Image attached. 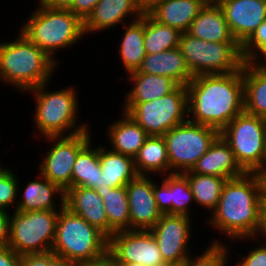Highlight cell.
Returning <instances> with one entry per match:
<instances>
[{
  "label": "cell",
  "instance_id": "obj_1",
  "mask_svg": "<svg viewBox=\"0 0 266 266\" xmlns=\"http://www.w3.org/2000/svg\"><path fill=\"white\" fill-rule=\"evenodd\" d=\"M264 195L262 173H245L241 177L228 179L217 207L206 224L219 230L227 239L254 241L258 239Z\"/></svg>",
  "mask_w": 266,
  "mask_h": 266
},
{
  "label": "cell",
  "instance_id": "obj_2",
  "mask_svg": "<svg viewBox=\"0 0 266 266\" xmlns=\"http://www.w3.org/2000/svg\"><path fill=\"white\" fill-rule=\"evenodd\" d=\"M188 120L221 132L244 112L242 69L229 74L197 75L186 85Z\"/></svg>",
  "mask_w": 266,
  "mask_h": 266
},
{
  "label": "cell",
  "instance_id": "obj_3",
  "mask_svg": "<svg viewBox=\"0 0 266 266\" xmlns=\"http://www.w3.org/2000/svg\"><path fill=\"white\" fill-rule=\"evenodd\" d=\"M58 64L21 32L16 39L0 42V80L21 92L50 82Z\"/></svg>",
  "mask_w": 266,
  "mask_h": 266
},
{
  "label": "cell",
  "instance_id": "obj_4",
  "mask_svg": "<svg viewBox=\"0 0 266 266\" xmlns=\"http://www.w3.org/2000/svg\"><path fill=\"white\" fill-rule=\"evenodd\" d=\"M21 26L20 32L57 64L55 53L84 38V21L69 9L37 6Z\"/></svg>",
  "mask_w": 266,
  "mask_h": 266
},
{
  "label": "cell",
  "instance_id": "obj_5",
  "mask_svg": "<svg viewBox=\"0 0 266 266\" xmlns=\"http://www.w3.org/2000/svg\"><path fill=\"white\" fill-rule=\"evenodd\" d=\"M48 83L28 91L33 93L32 95L36 100L33 118L38 130L37 134L39 132L42 137H48L66 136L65 133H67V136H70L89 129L86 123L78 121V93L76 94V88L69 86L64 89L49 91L47 89Z\"/></svg>",
  "mask_w": 266,
  "mask_h": 266
},
{
  "label": "cell",
  "instance_id": "obj_6",
  "mask_svg": "<svg viewBox=\"0 0 266 266\" xmlns=\"http://www.w3.org/2000/svg\"><path fill=\"white\" fill-rule=\"evenodd\" d=\"M51 251L79 265L105 255L108 252V238L63 206L57 218Z\"/></svg>",
  "mask_w": 266,
  "mask_h": 266
},
{
  "label": "cell",
  "instance_id": "obj_7",
  "mask_svg": "<svg viewBox=\"0 0 266 266\" xmlns=\"http://www.w3.org/2000/svg\"><path fill=\"white\" fill-rule=\"evenodd\" d=\"M179 49L193 76L237 72L245 62L238 42H208L183 32Z\"/></svg>",
  "mask_w": 266,
  "mask_h": 266
},
{
  "label": "cell",
  "instance_id": "obj_8",
  "mask_svg": "<svg viewBox=\"0 0 266 266\" xmlns=\"http://www.w3.org/2000/svg\"><path fill=\"white\" fill-rule=\"evenodd\" d=\"M246 173L266 170V119L245 111L237 115L221 132Z\"/></svg>",
  "mask_w": 266,
  "mask_h": 266
},
{
  "label": "cell",
  "instance_id": "obj_9",
  "mask_svg": "<svg viewBox=\"0 0 266 266\" xmlns=\"http://www.w3.org/2000/svg\"><path fill=\"white\" fill-rule=\"evenodd\" d=\"M122 105V111L149 136H163L171 128L186 122L189 115L188 91L185 85H179L171 93L153 101Z\"/></svg>",
  "mask_w": 266,
  "mask_h": 266
},
{
  "label": "cell",
  "instance_id": "obj_10",
  "mask_svg": "<svg viewBox=\"0 0 266 266\" xmlns=\"http://www.w3.org/2000/svg\"><path fill=\"white\" fill-rule=\"evenodd\" d=\"M58 215L59 211L51 210H14L8 246L20 256L51 251Z\"/></svg>",
  "mask_w": 266,
  "mask_h": 266
},
{
  "label": "cell",
  "instance_id": "obj_11",
  "mask_svg": "<svg viewBox=\"0 0 266 266\" xmlns=\"http://www.w3.org/2000/svg\"><path fill=\"white\" fill-rule=\"evenodd\" d=\"M219 135L218 130L189 120L167 131L163 138L168 151L170 174L190 171Z\"/></svg>",
  "mask_w": 266,
  "mask_h": 266
},
{
  "label": "cell",
  "instance_id": "obj_12",
  "mask_svg": "<svg viewBox=\"0 0 266 266\" xmlns=\"http://www.w3.org/2000/svg\"><path fill=\"white\" fill-rule=\"evenodd\" d=\"M91 129L70 136L44 137L46 142L53 146L46 151L39 164V173L52 183L58 185L63 191L71 188L73 165L78 153L92 141Z\"/></svg>",
  "mask_w": 266,
  "mask_h": 266
},
{
  "label": "cell",
  "instance_id": "obj_13",
  "mask_svg": "<svg viewBox=\"0 0 266 266\" xmlns=\"http://www.w3.org/2000/svg\"><path fill=\"white\" fill-rule=\"evenodd\" d=\"M108 253L117 263L167 266L150 230H124L108 239Z\"/></svg>",
  "mask_w": 266,
  "mask_h": 266
},
{
  "label": "cell",
  "instance_id": "obj_14",
  "mask_svg": "<svg viewBox=\"0 0 266 266\" xmlns=\"http://www.w3.org/2000/svg\"><path fill=\"white\" fill-rule=\"evenodd\" d=\"M191 219L185 215L162 214L150 229L167 265H181L192 254L189 247Z\"/></svg>",
  "mask_w": 266,
  "mask_h": 266
},
{
  "label": "cell",
  "instance_id": "obj_15",
  "mask_svg": "<svg viewBox=\"0 0 266 266\" xmlns=\"http://www.w3.org/2000/svg\"><path fill=\"white\" fill-rule=\"evenodd\" d=\"M130 211V230H150L160 220L154 192L153 178L137 175L126 185Z\"/></svg>",
  "mask_w": 266,
  "mask_h": 266
},
{
  "label": "cell",
  "instance_id": "obj_16",
  "mask_svg": "<svg viewBox=\"0 0 266 266\" xmlns=\"http://www.w3.org/2000/svg\"><path fill=\"white\" fill-rule=\"evenodd\" d=\"M222 8L234 39L242 46L266 20V2L261 0H215Z\"/></svg>",
  "mask_w": 266,
  "mask_h": 266
},
{
  "label": "cell",
  "instance_id": "obj_17",
  "mask_svg": "<svg viewBox=\"0 0 266 266\" xmlns=\"http://www.w3.org/2000/svg\"><path fill=\"white\" fill-rule=\"evenodd\" d=\"M144 11L140 0H99L84 20L85 37L86 34L106 31L118 24H127L126 18L129 19V17L131 22L137 20Z\"/></svg>",
  "mask_w": 266,
  "mask_h": 266
},
{
  "label": "cell",
  "instance_id": "obj_18",
  "mask_svg": "<svg viewBox=\"0 0 266 266\" xmlns=\"http://www.w3.org/2000/svg\"><path fill=\"white\" fill-rule=\"evenodd\" d=\"M153 192L157 208L162 214L191 215L189 204L194 202V196L184 174H167L160 185L154 179Z\"/></svg>",
  "mask_w": 266,
  "mask_h": 266
},
{
  "label": "cell",
  "instance_id": "obj_19",
  "mask_svg": "<svg viewBox=\"0 0 266 266\" xmlns=\"http://www.w3.org/2000/svg\"><path fill=\"white\" fill-rule=\"evenodd\" d=\"M190 172L228 179L238 178L246 173L236 162L232 149L221 135L195 163Z\"/></svg>",
  "mask_w": 266,
  "mask_h": 266
},
{
  "label": "cell",
  "instance_id": "obj_20",
  "mask_svg": "<svg viewBox=\"0 0 266 266\" xmlns=\"http://www.w3.org/2000/svg\"><path fill=\"white\" fill-rule=\"evenodd\" d=\"M64 206L107 237V216L103 198L95 189L71 187L65 191Z\"/></svg>",
  "mask_w": 266,
  "mask_h": 266
},
{
  "label": "cell",
  "instance_id": "obj_21",
  "mask_svg": "<svg viewBox=\"0 0 266 266\" xmlns=\"http://www.w3.org/2000/svg\"><path fill=\"white\" fill-rule=\"evenodd\" d=\"M209 0H158L145 11L156 21L187 32Z\"/></svg>",
  "mask_w": 266,
  "mask_h": 266
},
{
  "label": "cell",
  "instance_id": "obj_22",
  "mask_svg": "<svg viewBox=\"0 0 266 266\" xmlns=\"http://www.w3.org/2000/svg\"><path fill=\"white\" fill-rule=\"evenodd\" d=\"M187 33L208 42H237L230 32L222 8L215 0H209L204 5Z\"/></svg>",
  "mask_w": 266,
  "mask_h": 266
},
{
  "label": "cell",
  "instance_id": "obj_23",
  "mask_svg": "<svg viewBox=\"0 0 266 266\" xmlns=\"http://www.w3.org/2000/svg\"><path fill=\"white\" fill-rule=\"evenodd\" d=\"M131 73L166 76L179 85L185 86L194 77L188 69L179 47L159 53L146 54L138 70Z\"/></svg>",
  "mask_w": 266,
  "mask_h": 266
},
{
  "label": "cell",
  "instance_id": "obj_24",
  "mask_svg": "<svg viewBox=\"0 0 266 266\" xmlns=\"http://www.w3.org/2000/svg\"><path fill=\"white\" fill-rule=\"evenodd\" d=\"M36 177L40 178L38 180L36 179L30 181L24 188V192L22 194L23 197L21 196L22 199L17 201L16 210L60 211L64 206L65 191H63L58 185L45 178L42 174H38ZM56 196H58V198ZM57 199L60 201V204L56 202ZM55 202L58 206H60L59 208Z\"/></svg>",
  "mask_w": 266,
  "mask_h": 266
},
{
  "label": "cell",
  "instance_id": "obj_25",
  "mask_svg": "<svg viewBox=\"0 0 266 266\" xmlns=\"http://www.w3.org/2000/svg\"><path fill=\"white\" fill-rule=\"evenodd\" d=\"M244 82V111L266 119V63L245 61L242 67Z\"/></svg>",
  "mask_w": 266,
  "mask_h": 266
},
{
  "label": "cell",
  "instance_id": "obj_26",
  "mask_svg": "<svg viewBox=\"0 0 266 266\" xmlns=\"http://www.w3.org/2000/svg\"><path fill=\"white\" fill-rule=\"evenodd\" d=\"M121 114V118L108 126L107 134L112 147L110 150L134 159L149 135L128 114Z\"/></svg>",
  "mask_w": 266,
  "mask_h": 266
},
{
  "label": "cell",
  "instance_id": "obj_27",
  "mask_svg": "<svg viewBox=\"0 0 266 266\" xmlns=\"http://www.w3.org/2000/svg\"><path fill=\"white\" fill-rule=\"evenodd\" d=\"M130 91L123 97L125 104H138L153 101L174 91L179 84L166 76L145 73H129Z\"/></svg>",
  "mask_w": 266,
  "mask_h": 266
},
{
  "label": "cell",
  "instance_id": "obj_28",
  "mask_svg": "<svg viewBox=\"0 0 266 266\" xmlns=\"http://www.w3.org/2000/svg\"><path fill=\"white\" fill-rule=\"evenodd\" d=\"M103 198L107 216V238L115 232L130 230V211L126 186L110 188L101 185L96 189Z\"/></svg>",
  "mask_w": 266,
  "mask_h": 266
},
{
  "label": "cell",
  "instance_id": "obj_29",
  "mask_svg": "<svg viewBox=\"0 0 266 266\" xmlns=\"http://www.w3.org/2000/svg\"><path fill=\"white\" fill-rule=\"evenodd\" d=\"M99 162L102 170L101 184L110 188L126 186L138 174L134 159L99 145Z\"/></svg>",
  "mask_w": 266,
  "mask_h": 266
},
{
  "label": "cell",
  "instance_id": "obj_30",
  "mask_svg": "<svg viewBox=\"0 0 266 266\" xmlns=\"http://www.w3.org/2000/svg\"><path fill=\"white\" fill-rule=\"evenodd\" d=\"M134 166L138 175L154 176L162 178L170 174L168 151L163 136H149L134 158ZM167 173V174H166Z\"/></svg>",
  "mask_w": 266,
  "mask_h": 266
},
{
  "label": "cell",
  "instance_id": "obj_31",
  "mask_svg": "<svg viewBox=\"0 0 266 266\" xmlns=\"http://www.w3.org/2000/svg\"><path fill=\"white\" fill-rule=\"evenodd\" d=\"M125 31L122 35L118 54L126 73L137 71L143 59L146 57L144 47V12L134 21L123 25Z\"/></svg>",
  "mask_w": 266,
  "mask_h": 266
},
{
  "label": "cell",
  "instance_id": "obj_32",
  "mask_svg": "<svg viewBox=\"0 0 266 266\" xmlns=\"http://www.w3.org/2000/svg\"><path fill=\"white\" fill-rule=\"evenodd\" d=\"M102 170L99 162V147L89 142L77 155L72 170L71 187H100Z\"/></svg>",
  "mask_w": 266,
  "mask_h": 266
},
{
  "label": "cell",
  "instance_id": "obj_33",
  "mask_svg": "<svg viewBox=\"0 0 266 266\" xmlns=\"http://www.w3.org/2000/svg\"><path fill=\"white\" fill-rule=\"evenodd\" d=\"M178 29L154 20L144 11V47L146 54H154L179 47Z\"/></svg>",
  "mask_w": 266,
  "mask_h": 266
},
{
  "label": "cell",
  "instance_id": "obj_34",
  "mask_svg": "<svg viewBox=\"0 0 266 266\" xmlns=\"http://www.w3.org/2000/svg\"><path fill=\"white\" fill-rule=\"evenodd\" d=\"M189 181L194 202L205 210L213 212L219 202L223 187L228 178H222L211 175H203L191 173L190 171L183 173Z\"/></svg>",
  "mask_w": 266,
  "mask_h": 266
},
{
  "label": "cell",
  "instance_id": "obj_35",
  "mask_svg": "<svg viewBox=\"0 0 266 266\" xmlns=\"http://www.w3.org/2000/svg\"><path fill=\"white\" fill-rule=\"evenodd\" d=\"M209 245L203 254L195 255L194 258L190 254L180 266H228L230 260L228 244H224L221 240H213Z\"/></svg>",
  "mask_w": 266,
  "mask_h": 266
},
{
  "label": "cell",
  "instance_id": "obj_36",
  "mask_svg": "<svg viewBox=\"0 0 266 266\" xmlns=\"http://www.w3.org/2000/svg\"><path fill=\"white\" fill-rule=\"evenodd\" d=\"M17 175L11 169L2 168L0 170V210L9 212L10 207L16 210L20 185Z\"/></svg>",
  "mask_w": 266,
  "mask_h": 266
},
{
  "label": "cell",
  "instance_id": "obj_37",
  "mask_svg": "<svg viewBox=\"0 0 266 266\" xmlns=\"http://www.w3.org/2000/svg\"><path fill=\"white\" fill-rule=\"evenodd\" d=\"M242 55L245 61L266 63V20L257 27L252 36L242 45Z\"/></svg>",
  "mask_w": 266,
  "mask_h": 266
},
{
  "label": "cell",
  "instance_id": "obj_38",
  "mask_svg": "<svg viewBox=\"0 0 266 266\" xmlns=\"http://www.w3.org/2000/svg\"><path fill=\"white\" fill-rule=\"evenodd\" d=\"M16 266H79L52 251L46 253H35L22 255Z\"/></svg>",
  "mask_w": 266,
  "mask_h": 266
},
{
  "label": "cell",
  "instance_id": "obj_39",
  "mask_svg": "<svg viewBox=\"0 0 266 266\" xmlns=\"http://www.w3.org/2000/svg\"><path fill=\"white\" fill-rule=\"evenodd\" d=\"M266 241L263 245H258L256 248L248 251V255L242 256L237 266H266ZM260 246V247H259ZM235 264V266H236Z\"/></svg>",
  "mask_w": 266,
  "mask_h": 266
},
{
  "label": "cell",
  "instance_id": "obj_40",
  "mask_svg": "<svg viewBox=\"0 0 266 266\" xmlns=\"http://www.w3.org/2000/svg\"><path fill=\"white\" fill-rule=\"evenodd\" d=\"M98 2L99 0H73L72 5L68 9L84 21Z\"/></svg>",
  "mask_w": 266,
  "mask_h": 266
},
{
  "label": "cell",
  "instance_id": "obj_41",
  "mask_svg": "<svg viewBox=\"0 0 266 266\" xmlns=\"http://www.w3.org/2000/svg\"><path fill=\"white\" fill-rule=\"evenodd\" d=\"M10 213L0 210V248L9 245Z\"/></svg>",
  "mask_w": 266,
  "mask_h": 266
},
{
  "label": "cell",
  "instance_id": "obj_42",
  "mask_svg": "<svg viewBox=\"0 0 266 266\" xmlns=\"http://www.w3.org/2000/svg\"><path fill=\"white\" fill-rule=\"evenodd\" d=\"M20 258L9 246L0 248V266H16Z\"/></svg>",
  "mask_w": 266,
  "mask_h": 266
},
{
  "label": "cell",
  "instance_id": "obj_43",
  "mask_svg": "<svg viewBox=\"0 0 266 266\" xmlns=\"http://www.w3.org/2000/svg\"><path fill=\"white\" fill-rule=\"evenodd\" d=\"M79 266H119L116 260L107 252L102 257L91 260L89 262H84L79 264Z\"/></svg>",
  "mask_w": 266,
  "mask_h": 266
},
{
  "label": "cell",
  "instance_id": "obj_44",
  "mask_svg": "<svg viewBox=\"0 0 266 266\" xmlns=\"http://www.w3.org/2000/svg\"><path fill=\"white\" fill-rule=\"evenodd\" d=\"M73 0H39V4L48 8L68 9Z\"/></svg>",
  "mask_w": 266,
  "mask_h": 266
},
{
  "label": "cell",
  "instance_id": "obj_45",
  "mask_svg": "<svg viewBox=\"0 0 266 266\" xmlns=\"http://www.w3.org/2000/svg\"><path fill=\"white\" fill-rule=\"evenodd\" d=\"M259 235L262 236L260 238H264V241H266V194L261 204V224L257 236L259 237Z\"/></svg>",
  "mask_w": 266,
  "mask_h": 266
},
{
  "label": "cell",
  "instance_id": "obj_46",
  "mask_svg": "<svg viewBox=\"0 0 266 266\" xmlns=\"http://www.w3.org/2000/svg\"><path fill=\"white\" fill-rule=\"evenodd\" d=\"M158 0H140L141 5L144 10H146L150 5L157 2Z\"/></svg>",
  "mask_w": 266,
  "mask_h": 266
},
{
  "label": "cell",
  "instance_id": "obj_47",
  "mask_svg": "<svg viewBox=\"0 0 266 266\" xmlns=\"http://www.w3.org/2000/svg\"><path fill=\"white\" fill-rule=\"evenodd\" d=\"M119 266H145L138 263H118Z\"/></svg>",
  "mask_w": 266,
  "mask_h": 266
},
{
  "label": "cell",
  "instance_id": "obj_48",
  "mask_svg": "<svg viewBox=\"0 0 266 266\" xmlns=\"http://www.w3.org/2000/svg\"><path fill=\"white\" fill-rule=\"evenodd\" d=\"M263 179H264V185H265V194H266V170L262 173Z\"/></svg>",
  "mask_w": 266,
  "mask_h": 266
}]
</instances>
